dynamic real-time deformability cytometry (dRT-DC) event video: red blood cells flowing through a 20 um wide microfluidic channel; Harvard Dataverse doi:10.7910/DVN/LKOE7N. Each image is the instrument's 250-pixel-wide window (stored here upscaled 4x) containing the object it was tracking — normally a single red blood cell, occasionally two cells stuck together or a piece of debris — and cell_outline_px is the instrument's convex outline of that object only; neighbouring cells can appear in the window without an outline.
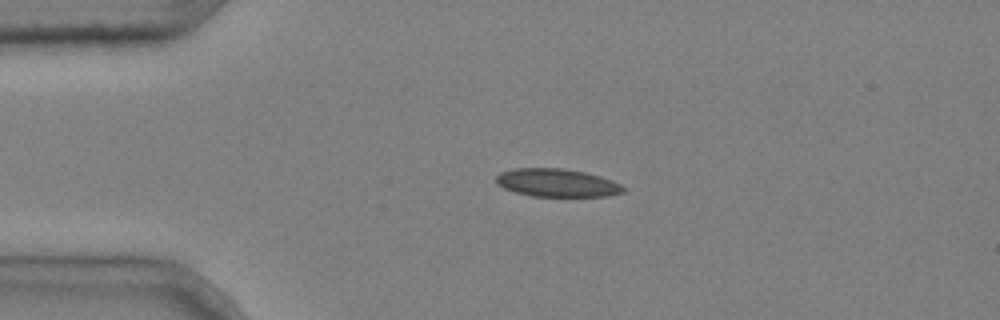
{"species": "common noctule bat (a hibernating species)", "species_latin": "Nyctalus noctula", "temperature_condition": "cold", "stored_images_in_passage": 41, "camera_frame_rate_fps": 3000, "um_per_image_px": 0.085, "animal": {"sex": "male", "body_mass_g": 20.4}, "frame": {"image": 1, "passage_image": 1, "time_ms": 0.0, "image_size_px": [1000, 320], "cell_outline_px": [[628, 188], [624, 192], [604, 196], [532, 196], [516, 192], [504, 188], [496, 184], [496, 176], [500, 172], [512, 168], [564, 168], [584, 172], [600, 176], [612, 180]], "centroid_in_image_um": [47.34, 15.53], "position_along_channel_um": 37.7, "area_um2": 20.87}}
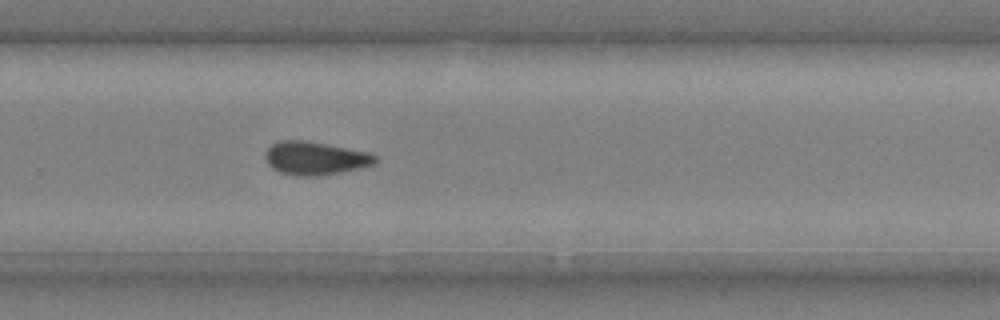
{"frame": {"image": 2, "passage_image": 25, "time_ms": 8.0, "image_size_px": [1000, 320], "cell_outline_px": [[376, 164], [360, 168], [320, 176], [296, 176], [280, 172], [272, 168], [268, 164], [264, 156], [264, 152], [272, 144], [280, 140], [300, 140], [324, 144], [368, 152], [376, 156]], "centroid_in_image_um": [26.76, 13.46], "position_along_channel_um": 303.0, "area_um2": 21.21}}
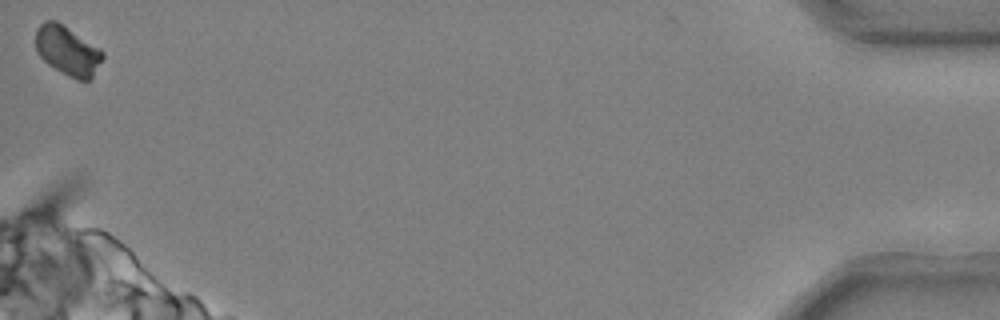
{"frame": {"image": 3, "passage_image": 41, "time_ms": 13.333, "image_size_px": [1000, 320], "cell_outline_px": [[104, 56], [92, 80], [76, 80], [68, 76], [48, 64], [36, 52], [36, 28], [44, 20], [56, 20], [100, 48], [104, 52]], "centroid_in_image_um": [5.75, 4.31], "position_along_channel_um": 429.4, "area_um2": 19.42}, "authors_computed_cell_mechanics": {"area_um2": 21.1548, "velocity_mm_per_s": 3.6929, "shape_relaxation_time_tau1_ms": null, "shape_relaxation_time_tau2_ms": 6.1127, "deformation_change_tau1": null, "deformation_change_tau2": 0.1023}}